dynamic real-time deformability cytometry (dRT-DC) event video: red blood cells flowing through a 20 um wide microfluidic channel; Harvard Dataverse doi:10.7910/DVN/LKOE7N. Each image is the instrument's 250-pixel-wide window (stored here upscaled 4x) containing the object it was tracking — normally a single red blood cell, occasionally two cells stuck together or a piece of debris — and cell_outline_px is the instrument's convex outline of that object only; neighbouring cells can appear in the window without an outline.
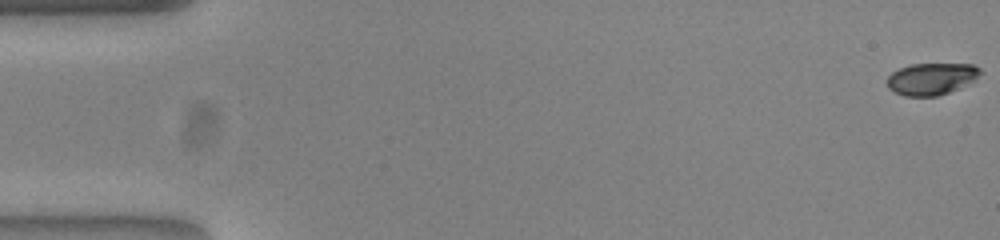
{"species": "common noctule bat (a hibernating species)", "species_latin": "Nyctalus noctula", "temperature_condition": "warm", "stored_images_in_passage": 54, "camera_frame_rate_fps": 3000, "um_per_image_px": 0.085, "animal": {"sex": "female", "body_mass_g": 23.0, "forearm_length_mm": 53.4}, "frame": {"image": 1, "passage_image": 1, "time_ms": 0.0, "image_size_px": [1000, 240], "cell_outline_px": [[984, 72], [972, 80], [948, 92], [936, 96], [904, 96], [888, 88], [888, 76], [892, 72], [900, 68], [912, 64], [972, 64], [980, 68]], "centroid_in_image_um": [79.16, 6.69], "position_along_channel_um": 5.8, "area_um2": 16.99}}
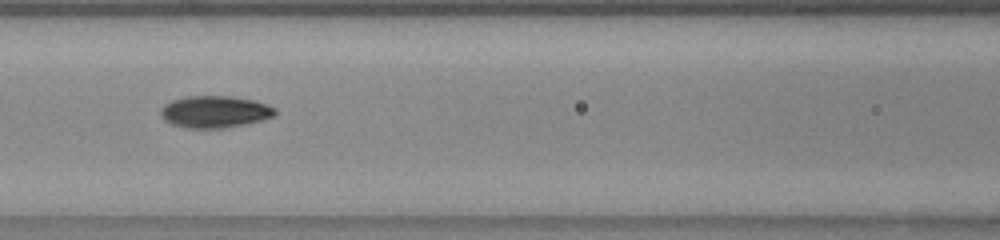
{"frame": {"image": 2, "passage_image": 24, "time_ms": 7.667, "image_size_px": [1000, 240], "cell_outline_px": [[276, 112], [272, 116], [260, 120], [244, 124], [220, 128], [188, 128], [172, 124], [164, 120], [160, 112], [164, 104], [172, 100], [188, 96], [228, 96], [252, 100], [276, 108]], "centroid_in_image_um": [18.21, 9.5], "position_along_channel_um": 148.4, "area_um2": 20.92}}
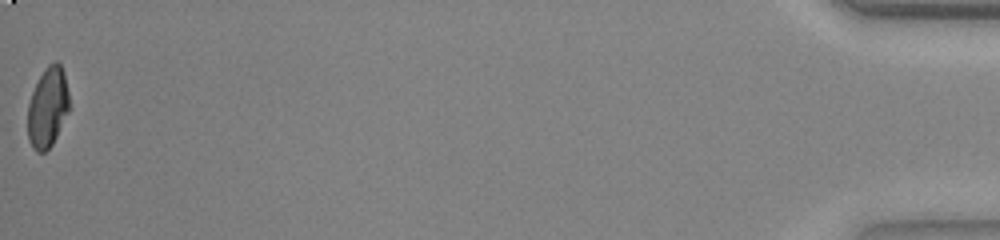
{"frame": {"image": 3, "passage_image": 54, "time_ms": 17.667, "image_size_px": [1000, 240], "cell_outline_px": [[68, 112], [52, 144], [44, 152], [36, 152], [32, 148], [28, 140], [28, 104], [32, 92], [44, 68], [48, 64], [56, 60], [60, 64], [64, 72], [68, 92]], "centroid_in_image_um": [4.04, 9.12], "position_along_channel_um": 431.2, "area_um2": 19.25}, "authors_computed_cell_mechanics": {"area_um2": 20.2011, "velocity_mm_per_s": 3.8649, "shape_relaxation_time_tau1_ms": 5.1436, "shape_relaxation_time_tau2_ms": 1.4138, "deformation_change_tau1": 0.1936, "deformation_change_tau2": 0.046}}